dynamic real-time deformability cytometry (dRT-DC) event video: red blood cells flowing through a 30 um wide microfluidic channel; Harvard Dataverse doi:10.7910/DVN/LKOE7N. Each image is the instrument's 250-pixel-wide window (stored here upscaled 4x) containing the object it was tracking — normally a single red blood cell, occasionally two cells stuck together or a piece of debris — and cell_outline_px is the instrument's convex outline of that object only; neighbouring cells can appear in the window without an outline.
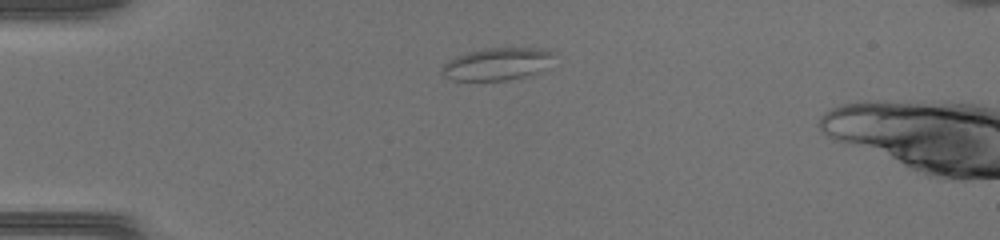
{"species": "common noctule bat (a hibernating species)", "species_latin": "Nyctalus noctula", "temperature_condition": "warm", "stored_images_in_passage": 36, "segment_of_instrument_passage": [1, 2], "camera_frame_rate_fps": 3000, "um_per_image_px": 0.085, "animal": {"sex": "female", "body_mass_g": 17.0, "forearm_length_mm": 48.0}, "frame": {"image": 1, "passage_image": 1, "time_ms": 0.0, "image_size_px": [1000, 240], "cell_outline_px": [[552, 52], [540, 72], [528, 76], [508, 80], [452, 80], [444, 76], [440, 72], [440, 68], [448, 60], [456, 56], [468, 52], [484, 48], [540, 48]], "centroid_in_image_um": [42.14, 5.45], "position_along_channel_um": 42.9, "area_um2": 20.81}}
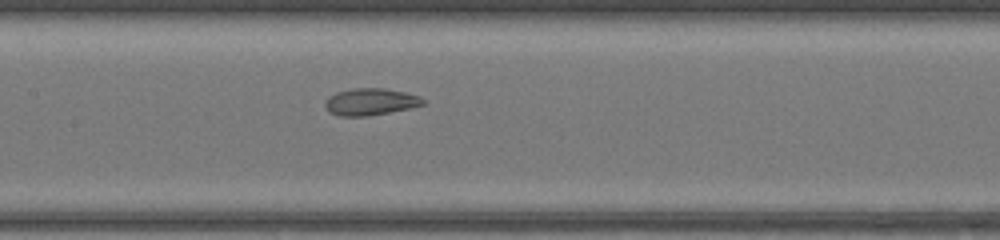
{"frame": {"image": 2, "passage_image": 12, "time_ms": 3.667, "image_size_px": [1000, 240], "cell_outline_px": [[428, 104], [368, 116], [340, 116], [328, 112], [324, 104], [328, 96], [336, 92], [352, 88], [384, 88], [408, 92], [420, 96]], "centroid_in_image_um": [31.49, 8.64], "position_along_channel_um": 175.9, "area_um2": 15.55}}
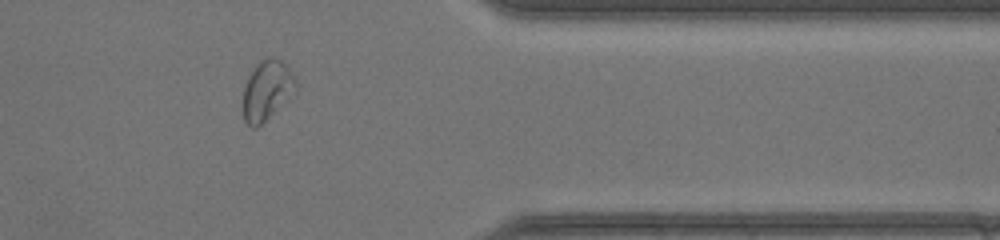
{"frame": {"image": 3, "passage_image": 27, "time_ms": 8.667, "image_size_px": [1000, 240], "cell_outline_px": [[296, 92], [256, 128], [252, 128], [244, 120], [244, 84], [252, 68], [260, 60], [272, 56], [280, 60], [288, 68], [296, 80]], "centroid_in_image_um": [22.68, 7.65], "position_along_channel_um": 388.7, "area_um2": 18.21}}